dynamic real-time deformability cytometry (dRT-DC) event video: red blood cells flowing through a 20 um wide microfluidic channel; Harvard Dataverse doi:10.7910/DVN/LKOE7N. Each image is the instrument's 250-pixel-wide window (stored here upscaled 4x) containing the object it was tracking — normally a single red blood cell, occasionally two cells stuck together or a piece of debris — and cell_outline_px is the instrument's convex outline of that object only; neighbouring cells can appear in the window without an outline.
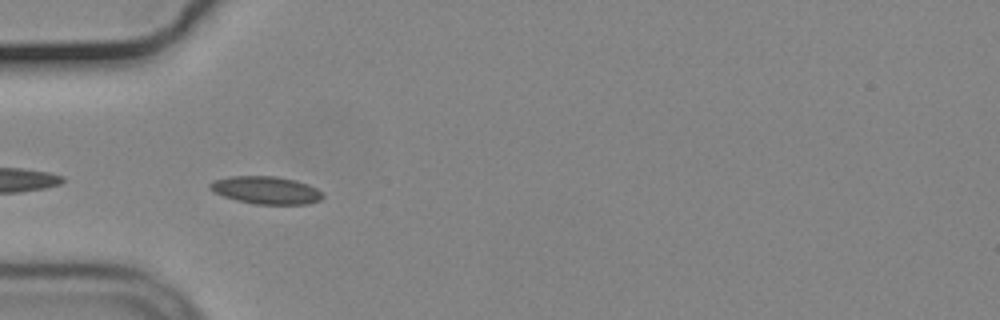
{"species": "common noctule bat (a hibernating species)", "species_latin": "Nyctalus noctula", "temperature_condition": "cold", "stored_images_in_passage": 10, "camera_frame_rate_fps": 3000, "um_per_image_px": 0.085, "animal": {"sex": "male", "body_mass_g": 19.2, "forearm_length_mm": 51.8}, "frame": {"image": 1, "passage_image": 2, "time_ms": 0.333, "image_size_px": [1000, 320], "cell_outline_px": [[324, 196], [320, 200], [308, 204], [256, 204], [236, 200], [224, 196], [208, 188], [208, 184], [212, 180], [228, 176], [276, 176], [296, 180], [308, 184], [316, 188]], "centroid_in_image_um": [22.59, 16.15], "position_along_channel_um": 62.4, "area_um2": 18.21}}
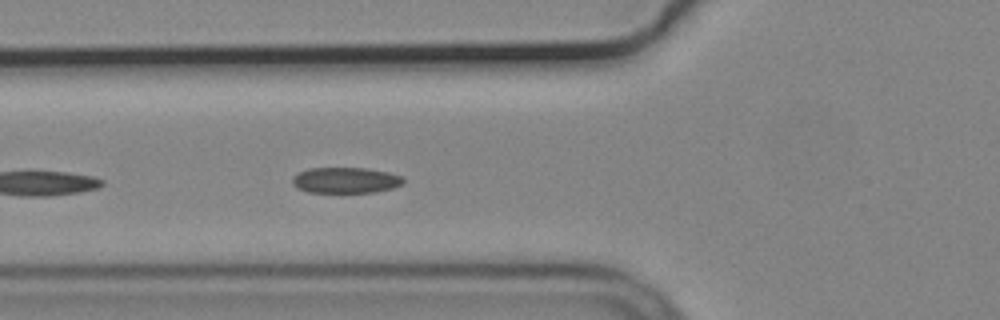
{"frame": {"image": 2, "passage_image": 5, "time_ms": 1.333, "image_size_px": [1000, 320], "cell_outline_px": [[404, 184], [392, 188], [372, 192], [308, 192], [296, 188], [292, 184], [292, 176], [308, 168], [368, 168], [388, 172], [400, 176], [404, 180]], "centroid_in_image_um": [29.35, 15.31], "position_along_channel_um": 96.5, "area_um2": 16.7}}